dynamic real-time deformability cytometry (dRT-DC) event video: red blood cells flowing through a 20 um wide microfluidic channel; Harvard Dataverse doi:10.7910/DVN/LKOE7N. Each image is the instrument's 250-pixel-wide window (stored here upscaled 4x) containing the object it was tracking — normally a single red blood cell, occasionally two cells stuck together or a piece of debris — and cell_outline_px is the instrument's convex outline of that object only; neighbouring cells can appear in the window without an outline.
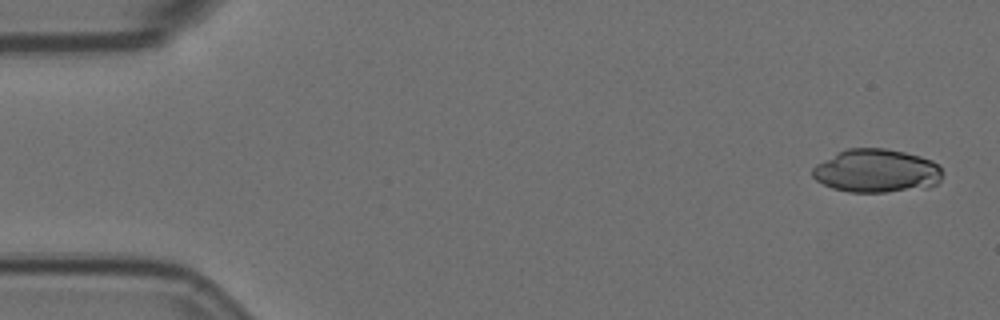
{"species": "Egyptian fruit bat (a non-hibernating species)", "species_latin": "Rousettus aegyptiacus", "temperature_condition": "room temperature", "stored_images_in_passage": 5, "camera_frame_rate_fps": 3000, "um_per_image_px": 0.085, "animal": {"sex": "female"}, "frame": {"image": 1, "passage_image": 1, "time_ms": 0.0, "image_size_px": [1000, 320], "cell_outline_px": [[944, 172], [940, 180], [936, 184], [924, 188], [888, 192], [848, 192], [832, 188], [816, 180], [812, 176], [812, 168], [816, 164], [836, 152], [848, 148], [884, 148], [904, 152], [920, 156], [932, 160]], "centroid_in_image_um": [74.49, 14.52], "position_along_channel_um": 10.5, "area_um2": 33.06}}